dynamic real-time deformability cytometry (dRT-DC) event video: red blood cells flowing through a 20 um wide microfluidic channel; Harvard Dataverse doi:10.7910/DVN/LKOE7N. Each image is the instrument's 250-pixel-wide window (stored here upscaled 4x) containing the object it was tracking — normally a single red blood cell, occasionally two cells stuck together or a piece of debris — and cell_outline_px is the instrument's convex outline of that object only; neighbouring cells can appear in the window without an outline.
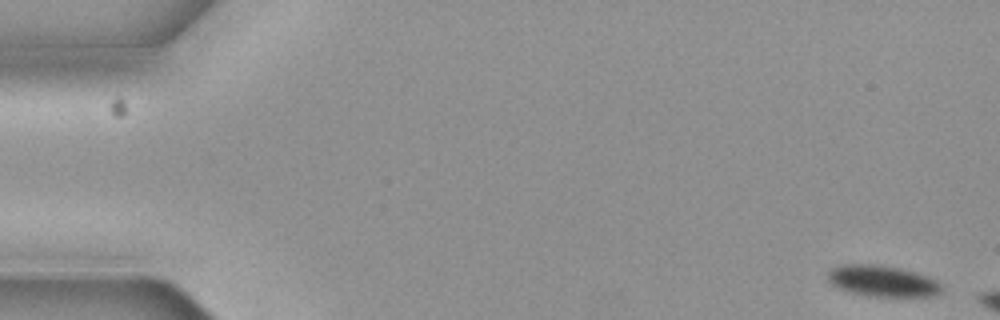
{"species": "common noctule bat (a hibernating species)", "species_latin": "Nyctalus noctula", "temperature_condition": "cold", "stored_images_in_passage": 3, "camera_frame_rate_fps": 3000, "um_per_image_px": 0.085, "animal": {"sex": "female", "body_mass_g": 19.3, "forearm_length_mm": 54.1}, "frame": {"image": 1, "passage_image": 1, "time_ms": 0.0, "image_size_px": [1000, 320], "cell_outline_px": [[944, 292], [936, 296], [868, 296], [836, 288], [828, 280], [828, 272], [832, 268], [840, 264], [876, 264], [900, 268], [928, 276], [936, 280], [944, 288]], "centroid_in_image_um": [75.03, 23.89], "position_along_channel_um": 10.0, "area_um2": 20.87}}